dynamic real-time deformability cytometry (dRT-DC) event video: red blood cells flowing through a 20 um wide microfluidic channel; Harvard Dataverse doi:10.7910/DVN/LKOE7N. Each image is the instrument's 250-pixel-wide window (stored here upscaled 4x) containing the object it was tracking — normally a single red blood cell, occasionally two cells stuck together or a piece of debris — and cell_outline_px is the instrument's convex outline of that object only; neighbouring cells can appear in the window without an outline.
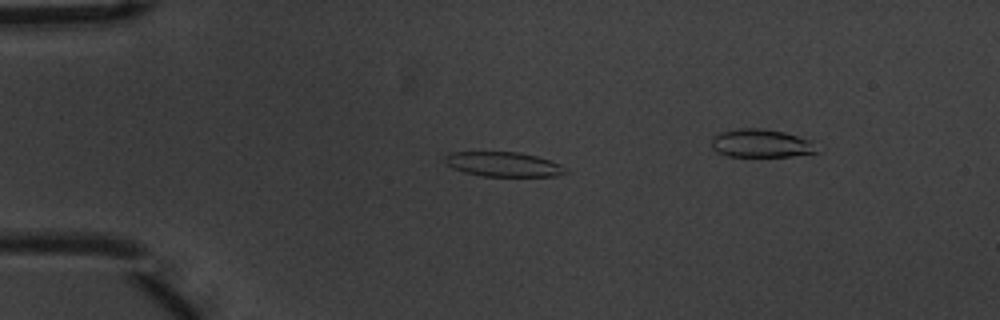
{"species": "common noctule bat (a hibernating species)", "species_latin": "Nyctalus noctula", "temperature_condition": "warm", "stored_images_in_passage": 4, "camera_frame_rate_fps": 3000, "um_per_image_px": 0.085, "animal": {"sex": "male", "body_mass_g": 20.1, "forearm_length_mm": 53.5}, "frame": {"image": 1, "passage_image": 2, "time_ms": 0.333, "image_size_px": [1000, 320], "cell_outline_px": [[568, 172], [556, 176], [480, 176], [464, 172], [452, 168], [444, 160], [444, 156], [448, 152], [520, 152], [536, 156], [560, 164], [568, 168]], "centroid_in_image_um": [42.79, 13.96], "position_along_channel_um": 42.2, "area_um2": 17.4}}